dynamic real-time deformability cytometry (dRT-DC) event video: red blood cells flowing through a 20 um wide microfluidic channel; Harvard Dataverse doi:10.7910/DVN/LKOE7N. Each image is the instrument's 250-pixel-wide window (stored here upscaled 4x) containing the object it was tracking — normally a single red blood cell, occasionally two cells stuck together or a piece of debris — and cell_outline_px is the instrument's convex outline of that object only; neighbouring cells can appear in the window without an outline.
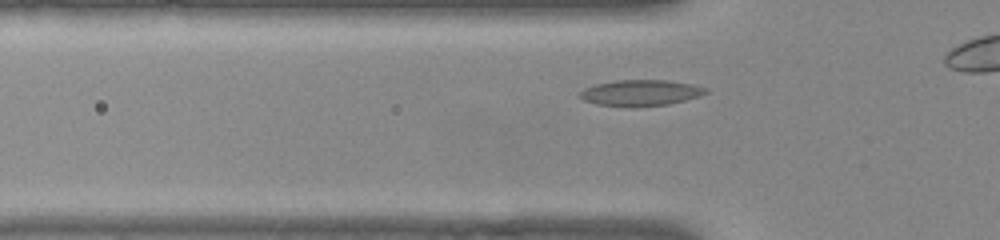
{"species": "common noctule bat (a hibernating species)", "species_latin": "Nyctalus noctula", "temperature_condition": "warm", "stored_images_in_passage": 20, "camera_frame_rate_fps": 3000, "um_per_image_px": 0.085, "animal": {"sex": "female", "body_mass_g": 22.0, "forearm_length_mm": 56.7}, "frame": {"image": 1, "passage_image": 7, "time_ms": 2.0, "image_size_px": [1000, 240], "cell_outline_px": [[708, 92], [700, 96], [668, 104], [596, 104], [584, 100], [580, 96], [580, 92], [584, 88], [596, 84], [616, 80], [668, 80], [692, 84], [708, 88]], "centroid_in_image_um": [54.5, 7.84], "position_along_channel_um": 71.3, "area_um2": 18.21}}
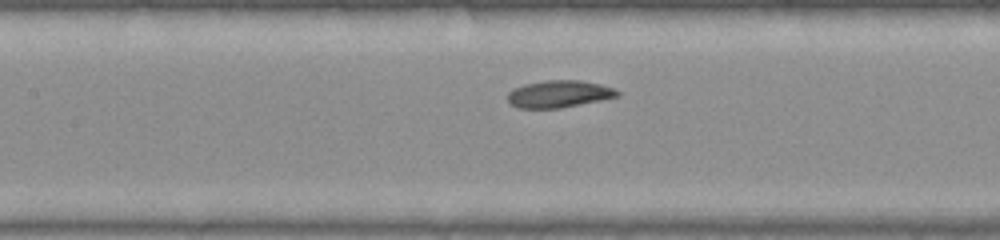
{"frame": {"image": 2, "passage_image": 14, "time_ms": 4.333, "image_size_px": [1000, 240], "cell_outline_px": [[620, 96], [560, 108], [520, 108], [512, 104], [508, 100], [508, 92], [512, 88], [524, 84], [548, 80], [580, 80], [600, 84], [612, 88], [620, 92]], "centroid_in_image_um": [47.5, 7.98], "position_along_channel_um": 159.9, "area_um2": 17.22}}
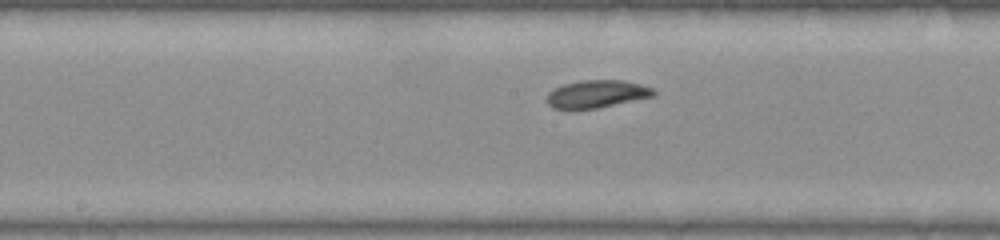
{"frame": {"image": 3, "passage_image": 17, "time_ms": 5.333, "image_size_px": [1000, 240], "cell_outline_px": [[656, 96], [596, 108], [552, 108], [548, 104], [548, 92], [564, 84], [580, 80], [624, 80], [640, 84], [652, 88], [656, 92]], "centroid_in_image_um": [50.77, 7.97], "position_along_channel_um": 197.4, "area_um2": 16.99}}